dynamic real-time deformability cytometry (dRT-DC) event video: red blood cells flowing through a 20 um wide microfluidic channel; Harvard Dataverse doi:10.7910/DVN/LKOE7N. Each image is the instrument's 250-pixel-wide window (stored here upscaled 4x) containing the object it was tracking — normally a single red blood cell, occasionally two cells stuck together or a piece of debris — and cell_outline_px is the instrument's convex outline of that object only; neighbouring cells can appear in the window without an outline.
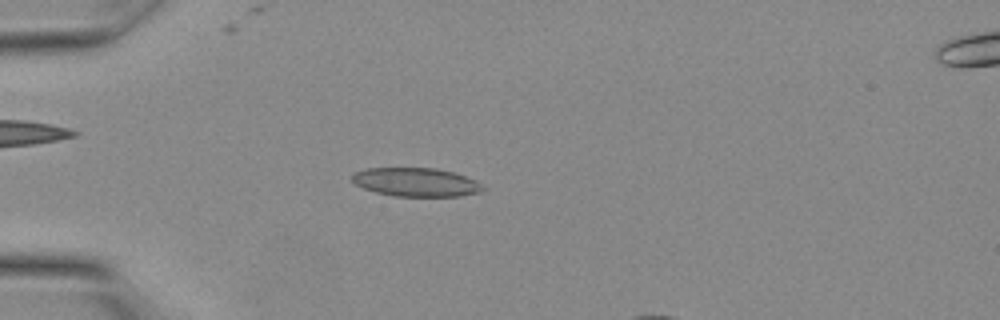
{"species": "Egyptian fruit bat (a non-hibernating species)", "species_latin": "Rousettus aegyptiacus", "temperature_condition": "warm", "stored_images_in_passage": 13, "camera_frame_rate_fps": 3000, "um_per_image_px": 0.085, "animal": {"sex": "female"}, "frame": {"image": 1, "passage_image": 4, "time_ms": 1.0, "image_size_px": [1000, 320], "cell_outline_px": [[488, 188], [480, 192], [460, 196], [392, 196], [376, 192], [364, 188], [356, 184], [352, 180], [352, 172], [364, 168], [436, 168], [452, 172], [476, 180]], "centroid_in_image_um": [35.37, 15.48], "position_along_channel_um": 49.6, "area_um2": 21.96}}
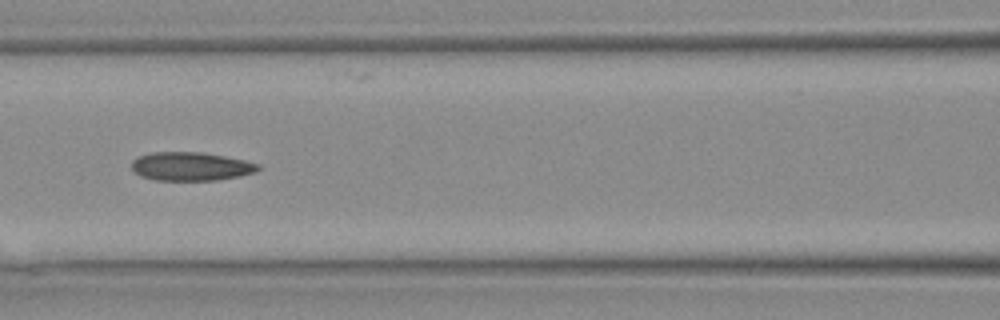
{"frame": {"image": 2, "passage_image": 9, "time_ms": 2.667, "image_size_px": [1000, 320], "cell_outline_px": [[260, 168], [256, 172], [240, 176], [216, 180], [156, 180], [140, 176], [132, 172], [132, 160], [136, 156], [152, 152], [200, 152], [224, 156], [244, 160], [260, 164]], "centroid_in_image_um": [16.19, 14.14], "position_along_channel_um": 150.4, "area_um2": 21.21}}
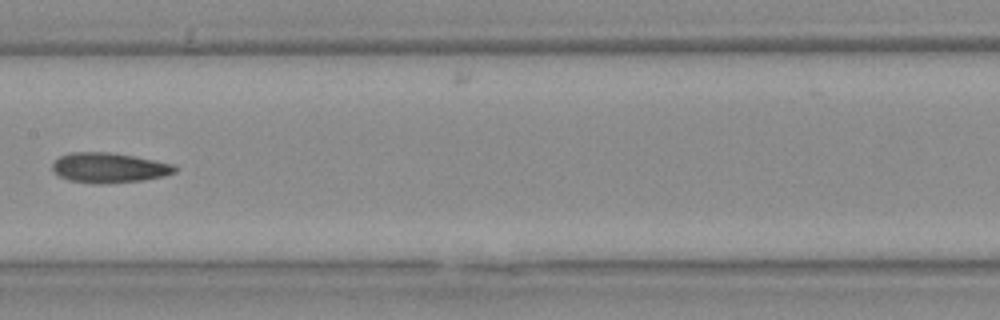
{"frame": {"image": 3, "passage_image": 11, "time_ms": 3.333, "image_size_px": [1000, 320], "cell_outline_px": [[180, 168], [176, 172], [164, 176], [144, 180], [100, 184], [96, 184], [68, 180], [52, 172], [52, 164], [60, 156], [72, 152], [108, 152], [132, 156], [176, 164]], "centroid_in_image_um": [9.3, 14.26], "position_along_channel_um": 198.1, "area_um2": 21.56}}